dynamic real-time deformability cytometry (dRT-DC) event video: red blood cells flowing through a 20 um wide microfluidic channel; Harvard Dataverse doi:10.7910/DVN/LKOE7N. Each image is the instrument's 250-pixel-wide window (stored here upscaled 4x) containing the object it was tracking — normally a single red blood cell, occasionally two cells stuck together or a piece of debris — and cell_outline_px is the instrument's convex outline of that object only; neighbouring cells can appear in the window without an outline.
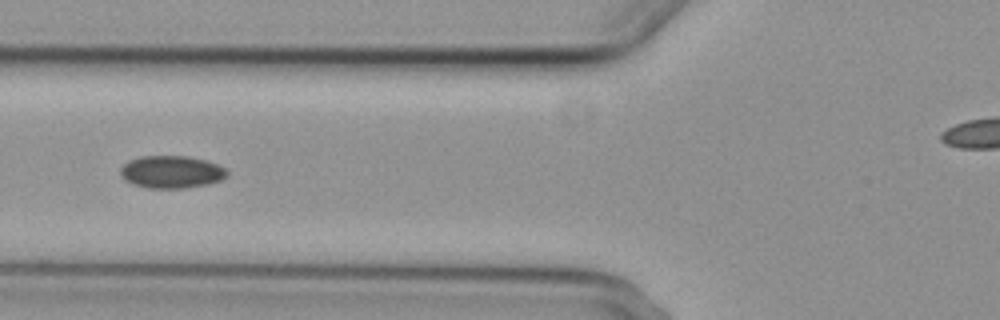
{"species": "common noctule bat (a hibernating species)", "species_latin": "Nyctalus noctula", "temperature_condition": "cold", "stored_images_in_passage": 6, "camera_frame_rate_fps": 3000, "um_per_image_px": 0.085, "animal": {"sex": "female", "body_mass_g": 29.2, "forearm_length_mm": 56.3}, "frame": {"image": 1, "passage_image": 4, "time_ms": 4.333, "image_size_px": [1000, 320], "cell_outline_px": [[228, 176], [220, 180], [208, 184], [184, 188], [148, 188], [132, 184], [124, 180], [120, 176], [120, 168], [128, 160], [140, 156], [188, 156], [204, 160], [216, 164], [224, 168], [228, 172]], "centroid_in_image_um": [14.53, 14.62], "position_along_channel_um": 111.3, "area_um2": 20.29}}
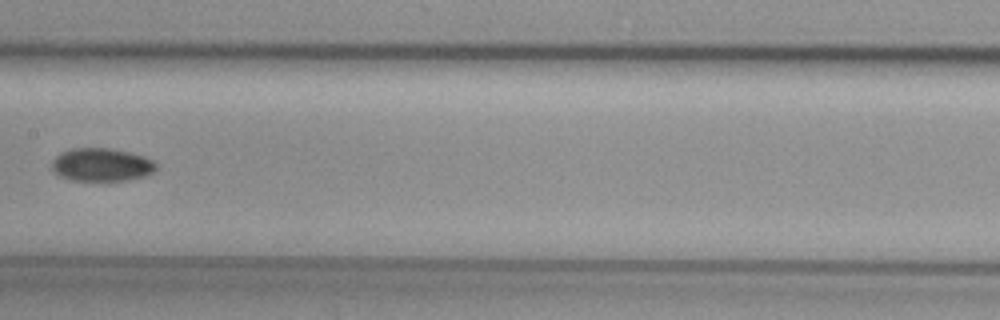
{"frame": {"image": 2, "passage_image": 6, "time_ms": 6.667, "image_size_px": [1000, 320], "cell_outline_px": [[156, 168], [152, 172], [144, 176], [128, 180], [108, 184], [72, 180], [56, 176], [52, 172], [52, 160], [60, 152], [72, 148], [108, 148], [128, 152], [144, 156], [152, 160], [156, 164]], "centroid_in_image_um": [8.58, 14.06], "position_along_channel_um": 198.8, "area_um2": 20.98}}